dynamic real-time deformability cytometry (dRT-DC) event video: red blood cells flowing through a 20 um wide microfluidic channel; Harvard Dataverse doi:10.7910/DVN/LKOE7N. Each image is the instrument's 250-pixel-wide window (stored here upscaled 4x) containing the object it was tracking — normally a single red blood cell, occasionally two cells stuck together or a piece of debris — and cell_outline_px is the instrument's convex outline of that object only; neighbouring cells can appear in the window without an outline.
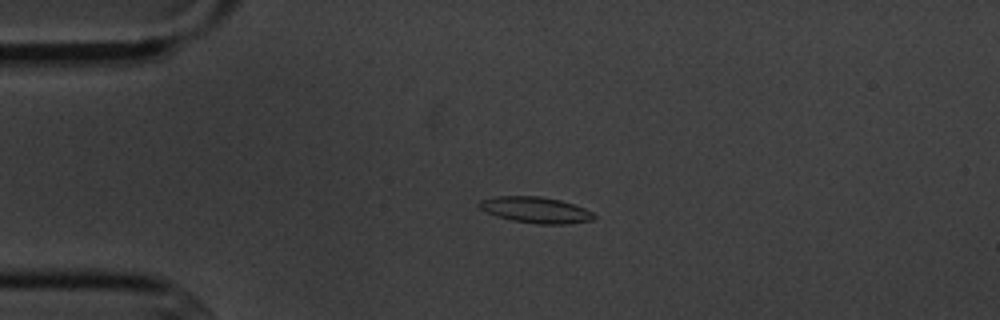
{"species": "common noctule bat (a hibernating species)", "species_latin": "Nyctalus noctula", "temperature_condition": "cold", "stored_images_in_passage": 3, "camera_frame_rate_fps": 3000, "um_per_image_px": 0.085, "animal": {"sex": "male", "body_mass_g": 20.1, "forearm_length_mm": 53.5}, "frame": {"image": 1, "passage_image": 2, "time_ms": 2.0, "image_size_px": [1000, 320], "cell_outline_px": [[596, 216], [592, 220], [568, 224], [536, 224], [512, 220], [496, 216], [480, 208], [476, 204], [480, 200], [496, 196], [540, 196], [560, 200], [584, 208], [592, 212]], "centroid_in_image_um": [45.52, 17.84], "position_along_channel_um": 39.5, "area_um2": 17.4}}